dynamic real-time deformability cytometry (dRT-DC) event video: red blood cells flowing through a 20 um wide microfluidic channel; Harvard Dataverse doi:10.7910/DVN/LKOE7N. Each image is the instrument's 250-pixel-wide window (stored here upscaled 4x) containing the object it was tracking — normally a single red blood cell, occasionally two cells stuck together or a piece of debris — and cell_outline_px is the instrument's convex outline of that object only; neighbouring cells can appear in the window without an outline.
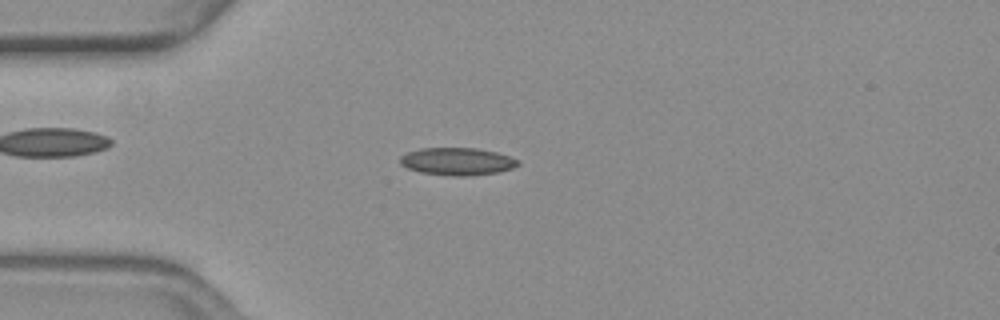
{"species": "common noctule bat (a hibernating species)", "species_latin": "Nyctalus noctula", "temperature_condition": "warm", "stored_images_in_passage": 56, "camera_frame_rate_fps": 3000, "um_per_image_px": 0.085, "animal": {"sex": "female", "body_mass_g": 19.3, "forearm_length_mm": 54.1}, "frame": {"image": 1, "passage_image": 15, "time_ms": 4.667, "image_size_px": [1000, 320], "cell_outline_px": [[520, 164], [512, 168], [496, 172], [468, 176], [452, 176], [420, 172], [408, 168], [400, 164], [400, 156], [408, 152], [420, 148], [476, 148], [496, 152], [520, 160]], "centroid_in_image_um": [38.86, 13.72], "position_along_channel_um": 46.1, "area_um2": 18.84}}
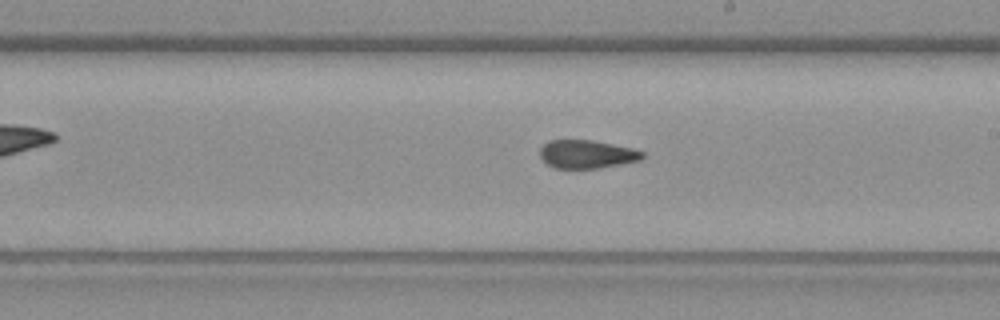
{"frame": {"image": 2, "passage_image": 32, "time_ms": 10.333, "image_size_px": [1000, 320], "cell_outline_px": [[644, 156], [640, 160], [600, 168], [556, 168], [548, 164], [540, 156], [540, 148], [548, 140], [592, 140], [632, 148], [644, 152]], "centroid_in_image_um": [49.88, 13.1], "position_along_channel_um": 239.1, "area_um2": 16.76}}
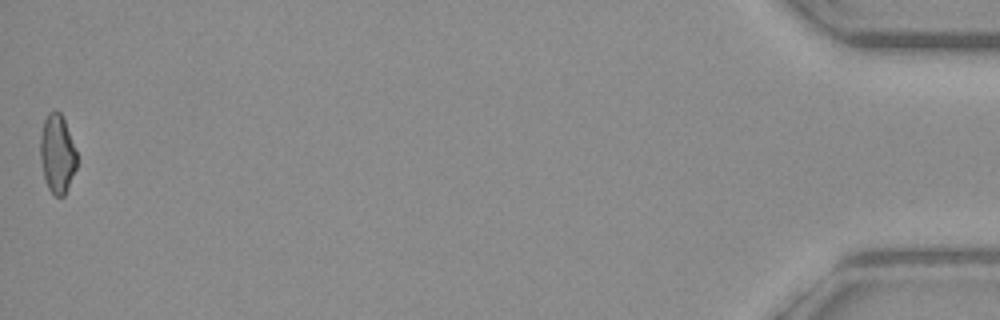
{"frame": {"image": 3, "passage_image": 56, "time_ms": 18.333, "image_size_px": [1000, 320], "cell_outline_px": [[76, 168], [68, 188], [64, 196], [56, 196], [48, 188], [44, 180], [40, 160], [40, 136], [44, 120], [48, 112], [56, 108], [60, 112], [64, 120], [76, 152]], "centroid_in_image_um": [4.84, 13.06], "position_along_channel_um": 430.4, "area_um2": 16.76}, "authors_computed_cell_mechanics": {"area_um2": 17.4556, "velocity_mm_per_s": 3.6777, "shape_relaxation_time_tau1_ms": 9.718, "shape_relaxation_time_tau2_ms": 1.6919, "deformation_change_tau1": 0.2306, "deformation_change_tau2": 0.0861}}